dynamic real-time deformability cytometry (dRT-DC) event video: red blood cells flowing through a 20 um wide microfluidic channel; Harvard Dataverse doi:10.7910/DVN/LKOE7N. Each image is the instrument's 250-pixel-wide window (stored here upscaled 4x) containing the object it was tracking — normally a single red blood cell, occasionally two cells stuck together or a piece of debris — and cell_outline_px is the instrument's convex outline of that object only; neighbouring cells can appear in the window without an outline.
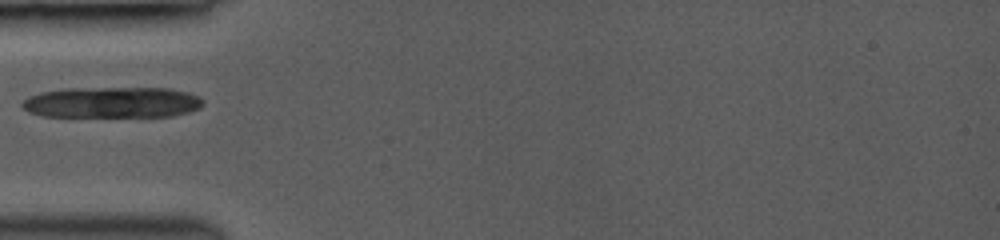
{"species": "common noctule bat (a hibernating species)", "species_latin": "Nyctalus noctula", "temperature_condition": "room temperature", "stored_images_in_passage": 5, "camera_frame_rate_fps": 3000, "um_per_image_px": 0.085, "animal": {"sex": "female", "body_mass_g": 19.0, "forearm_length_mm": 53.3}, "frame": {"image": 1, "passage_image": 5, "time_ms": 4.333, "image_size_px": [1000, 240], "cell_outline_px": [[204, 104], [200, 108], [188, 112], [172, 116], [40, 116], [28, 112], [20, 104], [28, 96], [40, 92], [68, 88], [168, 88], [188, 92], [200, 96], [204, 100]], "centroid_in_image_um": [9.54, 8.7], "position_along_channel_um": 75.5, "area_um2": 32.83}}